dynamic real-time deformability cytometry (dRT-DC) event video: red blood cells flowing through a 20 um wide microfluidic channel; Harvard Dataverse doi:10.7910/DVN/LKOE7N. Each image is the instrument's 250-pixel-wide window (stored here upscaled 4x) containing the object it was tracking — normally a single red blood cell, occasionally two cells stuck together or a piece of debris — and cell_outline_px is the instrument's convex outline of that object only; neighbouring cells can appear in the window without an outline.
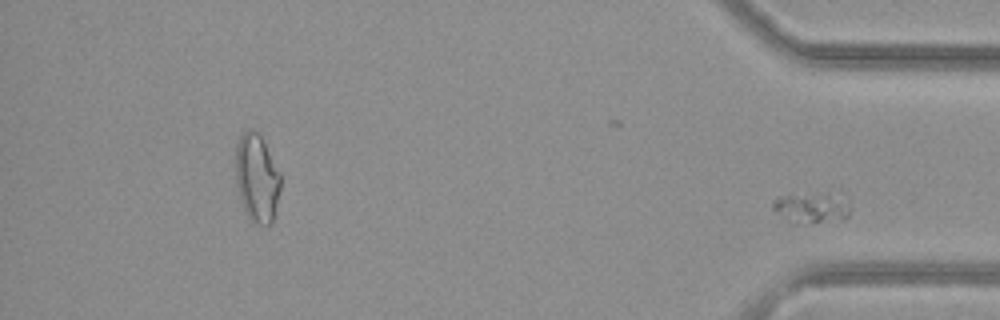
{"species": "common noctule bat (a hibernating species)", "species_latin": "Nyctalus noctula", "temperature_condition": "warm", "stored_images_in_passage": 49, "segment_of_instrument_passage": [2, 2], "camera_frame_rate_fps": 3000, "um_per_image_px": 0.085, "animal": {"sex": "female", "body_mass_g": 29.2, "forearm_length_mm": 56.3}, "frame": {"image": 1, "passage_image": 49, "time_ms": 16.0, "image_size_px": [1000, 320], "cell_outline_px": [[852, 208], [848, 216], [812, 224], [792, 224], [776, 212], [772, 208], [772, 200], [776, 196], [788, 192], [828, 192]], "centroid_in_image_um": [68.82, 17.62], "position_along_channel_um": 366.4, "area_um2": 14.28}}